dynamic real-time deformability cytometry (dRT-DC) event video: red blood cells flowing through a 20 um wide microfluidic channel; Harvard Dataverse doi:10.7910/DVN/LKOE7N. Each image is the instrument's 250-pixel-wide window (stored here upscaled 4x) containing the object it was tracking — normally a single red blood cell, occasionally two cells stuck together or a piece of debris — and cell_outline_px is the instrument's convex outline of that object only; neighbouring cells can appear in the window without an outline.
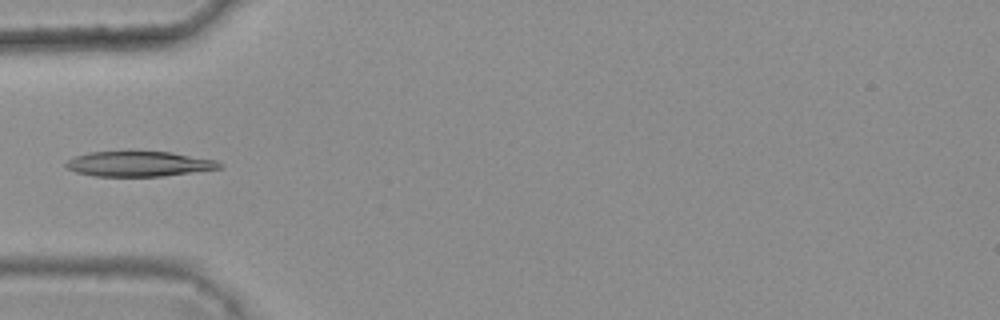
{"species": "common noctule bat (a hibernating species)", "species_latin": "Nyctalus noctula", "temperature_condition": "warm", "stored_images_in_passage": 4, "camera_frame_rate_fps": 3000, "um_per_image_px": 0.085, "animal": {"sex": "female", "body_mass_g": 25.1}, "frame": {"image": 1, "passage_image": 4, "time_ms": 1.0, "image_size_px": [1000, 320], "cell_outline_px": [[224, 164], [220, 168], [164, 176], [92, 176], [76, 172], [68, 168], [64, 164], [68, 160], [76, 156], [88, 152], [172, 152], [216, 160]], "centroid_in_image_um": [11.82, 13.93], "position_along_channel_um": 73.2, "area_um2": 22.31}}